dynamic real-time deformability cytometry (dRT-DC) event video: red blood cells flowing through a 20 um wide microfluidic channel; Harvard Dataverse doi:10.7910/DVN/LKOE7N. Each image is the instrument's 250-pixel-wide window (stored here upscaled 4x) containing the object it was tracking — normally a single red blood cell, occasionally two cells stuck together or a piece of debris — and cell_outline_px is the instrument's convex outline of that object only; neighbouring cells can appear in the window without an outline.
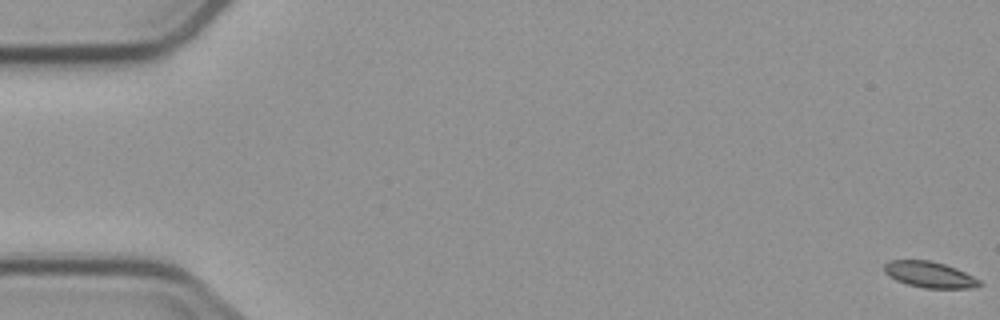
{"species": "common noctule bat (a hibernating species)", "species_latin": "Nyctalus noctula", "temperature_condition": "cold", "stored_images_in_passage": 6, "segment_of_instrument_passage": [1, 2], "camera_frame_rate_fps": 3000, "um_per_image_px": 0.085, "animal": {"sex": "male", "body_mass_g": 23.1, "forearm_length_mm": 52.7}, "frame": {"image": 1, "passage_image": 1, "time_ms": 0.0, "image_size_px": [1000, 320], "cell_outline_px": [[984, 284], [972, 288], [924, 288], [908, 284], [896, 280], [888, 276], [884, 272], [884, 264], [888, 260], [928, 260], [944, 264], [956, 268], [980, 280]], "centroid_in_image_um": [79.0, 23.34], "position_along_channel_um": 6.0, "area_um2": 14.45}}
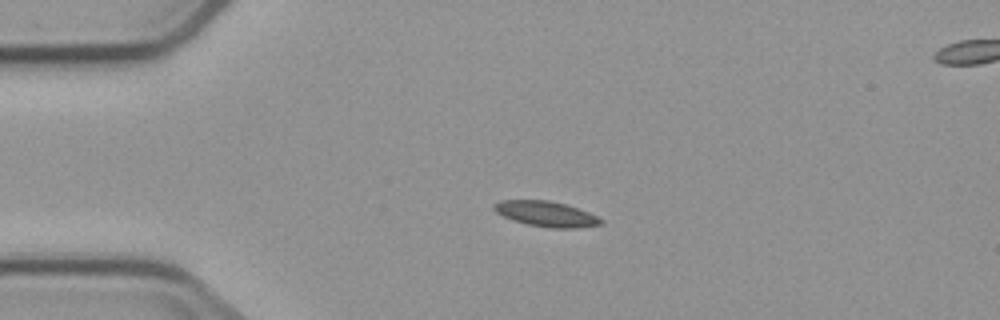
{"frame": {"image": 2, "passage_image": 4, "time_ms": 4.333, "image_size_px": [1000, 320], "cell_outline_px": [[604, 224], [580, 228], [548, 228], [528, 224], [512, 220], [496, 212], [492, 208], [492, 204], [500, 200], [548, 200], [564, 204], [588, 212], [604, 220]], "centroid_in_image_um": [46.42, 18.19], "position_along_channel_um": 38.6, "area_um2": 15.84}}